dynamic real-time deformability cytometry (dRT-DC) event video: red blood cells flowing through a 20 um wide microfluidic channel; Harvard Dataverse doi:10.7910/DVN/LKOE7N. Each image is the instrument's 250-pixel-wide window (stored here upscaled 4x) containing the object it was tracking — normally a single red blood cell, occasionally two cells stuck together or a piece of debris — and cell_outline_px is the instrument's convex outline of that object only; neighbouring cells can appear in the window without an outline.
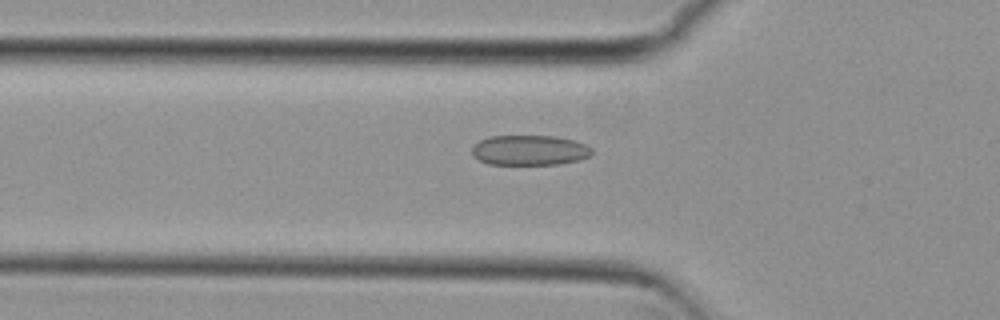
{"species": "common noctule bat (a hibernating species)", "species_latin": "Nyctalus noctula", "temperature_condition": "cold", "stored_images_in_passage": 40, "camera_frame_rate_fps": 3000, "um_per_image_px": 0.085, "animal": {"sex": "female", "body_mass_g": 29.2, "forearm_length_mm": 56.3}, "frame": {"image": 1, "passage_image": 10, "time_ms": 3.0, "image_size_px": [1000, 320], "cell_outline_px": [[592, 156], [580, 160], [560, 164], [488, 164], [472, 156], [472, 148], [480, 140], [488, 136], [556, 136], [576, 140], [592, 148]], "centroid_in_image_um": [45.05, 12.77], "position_along_channel_um": 80.8, "area_um2": 21.21}}
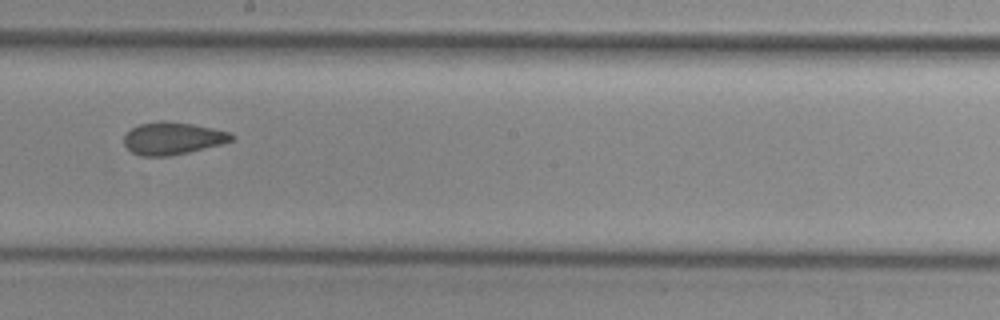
{"frame": {"image": 2, "passage_image": 22, "time_ms": 7.0, "image_size_px": [1000, 320], "cell_outline_px": [[236, 136], [232, 140], [220, 144], [188, 152], [168, 156], [140, 156], [132, 152], [124, 144], [124, 136], [132, 128], [140, 124], [160, 120], [192, 124], [232, 132]], "centroid_in_image_um": [14.68, 11.75], "position_along_channel_um": 233.5, "area_um2": 20.17}}
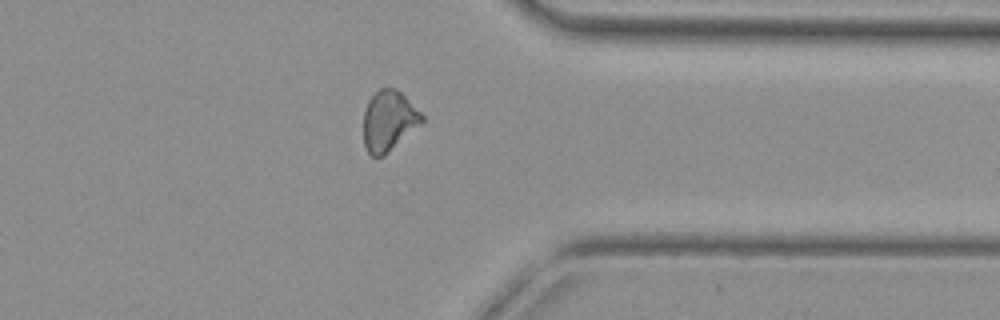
{"frame": {"image": 3, "passage_image": 34, "time_ms": 11.0, "image_size_px": [1000, 320], "cell_outline_px": [[424, 120], [420, 124], [384, 156], [372, 156], [368, 152], [364, 144], [364, 108], [368, 100], [380, 88], [396, 88], [424, 116]], "centroid_in_image_um": [33.02, 10.26], "position_along_channel_um": 378.4, "area_um2": 20.23}}